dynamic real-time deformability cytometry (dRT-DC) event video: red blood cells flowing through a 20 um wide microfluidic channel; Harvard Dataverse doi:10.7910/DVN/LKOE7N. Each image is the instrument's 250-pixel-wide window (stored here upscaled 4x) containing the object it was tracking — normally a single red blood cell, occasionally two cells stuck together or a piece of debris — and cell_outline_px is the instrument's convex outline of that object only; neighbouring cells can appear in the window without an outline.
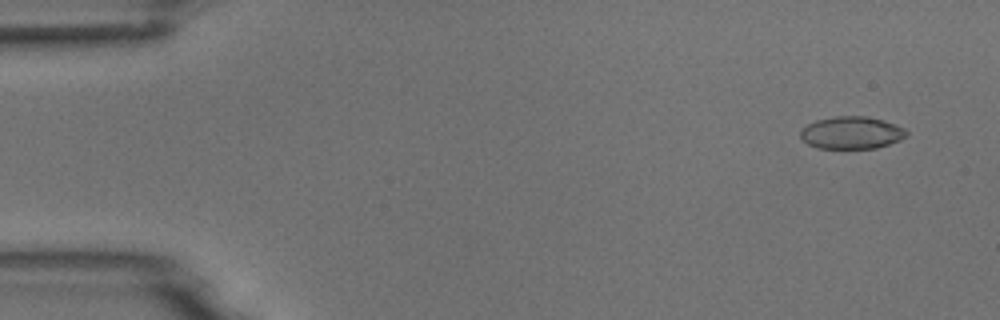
{"species": "common noctule bat (a hibernating species)", "species_latin": "Nyctalus noctula", "temperature_condition": "room temperature", "stored_images_in_passage": 5, "camera_frame_rate_fps": 3000, "um_per_image_px": 0.085, "animal": {"sex": "male", "body_mass_g": 18.8}, "frame": {"image": 1, "passage_image": 1, "time_ms": 0.0, "image_size_px": [1000, 320], "cell_outline_px": [[908, 136], [900, 140], [876, 148], [816, 148], [808, 144], [800, 136], [800, 132], [808, 124], [816, 120], [836, 116], [868, 116], [884, 120], [904, 128], [908, 132]], "centroid_in_image_um": [72.41, 11.28], "position_along_channel_um": 12.6, "area_um2": 20.0}}
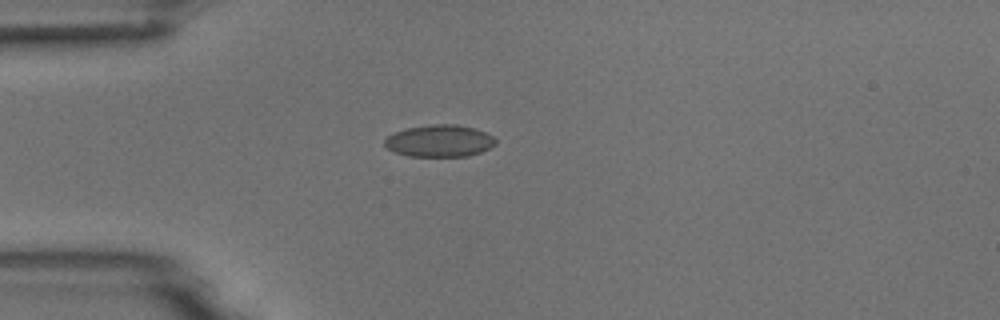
{"frame": {"image": 2, "passage_image": 4, "time_ms": 1.0, "image_size_px": [1000, 320], "cell_outline_px": [[496, 144], [480, 152], [468, 156], [408, 156], [396, 152], [388, 148], [384, 144], [384, 140], [392, 132], [408, 128], [432, 124], [456, 124], [472, 128], [484, 132], [492, 136], [496, 140]], "centroid_in_image_um": [37.34, 11.97], "position_along_channel_um": 47.7, "area_um2": 20.52}}